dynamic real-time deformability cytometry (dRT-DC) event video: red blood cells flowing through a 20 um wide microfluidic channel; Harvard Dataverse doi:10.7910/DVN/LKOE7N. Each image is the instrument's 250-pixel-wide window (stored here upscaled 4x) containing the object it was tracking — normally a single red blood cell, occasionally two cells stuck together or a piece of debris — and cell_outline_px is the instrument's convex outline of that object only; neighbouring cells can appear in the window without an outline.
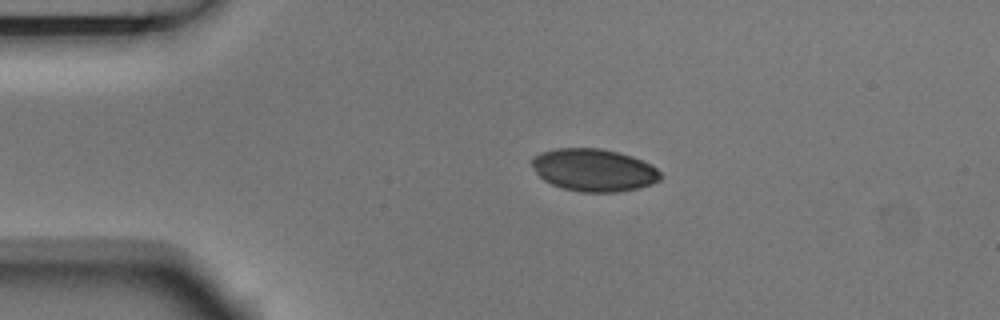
{"species": "Egyptian fruit bat (a non-hibernating species)", "species_latin": "Rousettus aegyptiacus", "temperature_condition": "room temperature", "stored_images_in_passage": 4, "camera_frame_rate_fps": 3000, "um_per_image_px": 0.085, "animal": {"sex": "male"}, "frame": {"image": 1, "passage_image": 3, "time_ms": 0.667, "image_size_px": [1000, 320], "cell_outline_px": [[664, 176], [660, 180], [652, 184], [636, 188], [616, 192], [580, 192], [564, 188], [552, 184], [544, 180], [536, 172], [532, 164], [532, 156], [540, 152], [556, 148], [600, 148], [620, 152], [632, 156], [656, 168]], "centroid_in_image_um": [50.47, 14.44], "position_along_channel_um": 34.5, "area_um2": 31.85}}